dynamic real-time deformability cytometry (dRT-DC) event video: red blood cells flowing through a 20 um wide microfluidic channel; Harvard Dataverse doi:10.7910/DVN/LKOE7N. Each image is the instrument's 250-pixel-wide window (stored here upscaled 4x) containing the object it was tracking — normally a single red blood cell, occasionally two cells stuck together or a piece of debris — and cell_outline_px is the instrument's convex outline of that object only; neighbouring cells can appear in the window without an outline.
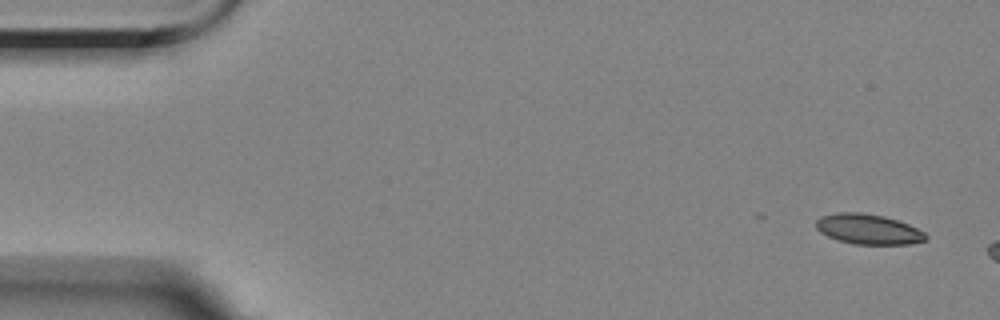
{"species": "Egyptian fruit bat (a non-hibernating species)", "species_latin": "Rousettus aegyptiacus", "temperature_condition": "room temperature", "stored_images_in_passage": 3, "camera_frame_rate_fps": 3000, "um_per_image_px": 0.085, "animal": {"sex": "female"}, "frame": {"image": 1, "passage_image": 1, "time_ms": 0.0, "image_size_px": [1000, 320], "cell_outline_px": [[928, 240], [908, 244], [856, 244], [840, 240], [828, 236], [820, 232], [816, 228], [816, 220], [820, 216], [836, 212], [860, 212], [884, 216], [908, 224], [924, 232], [928, 236]], "centroid_in_image_um": [73.8, 19.47], "position_along_channel_um": 11.2, "area_um2": 19.25}}